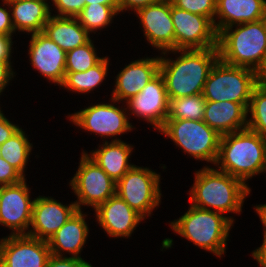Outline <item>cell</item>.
<instances>
[{
    "mask_svg": "<svg viewBox=\"0 0 266 267\" xmlns=\"http://www.w3.org/2000/svg\"><path fill=\"white\" fill-rule=\"evenodd\" d=\"M43 33L65 52L84 45L91 39L90 33L76 17H58L54 14L45 24Z\"/></svg>",
    "mask_w": 266,
    "mask_h": 267,
    "instance_id": "d4e9b609",
    "label": "cell"
},
{
    "mask_svg": "<svg viewBox=\"0 0 266 267\" xmlns=\"http://www.w3.org/2000/svg\"><path fill=\"white\" fill-rule=\"evenodd\" d=\"M173 6L197 15H203L214 22L216 0H170Z\"/></svg>",
    "mask_w": 266,
    "mask_h": 267,
    "instance_id": "1f68e13d",
    "label": "cell"
},
{
    "mask_svg": "<svg viewBox=\"0 0 266 267\" xmlns=\"http://www.w3.org/2000/svg\"><path fill=\"white\" fill-rule=\"evenodd\" d=\"M247 114V128L266 138V84L259 83L253 90Z\"/></svg>",
    "mask_w": 266,
    "mask_h": 267,
    "instance_id": "f546056e",
    "label": "cell"
},
{
    "mask_svg": "<svg viewBox=\"0 0 266 267\" xmlns=\"http://www.w3.org/2000/svg\"><path fill=\"white\" fill-rule=\"evenodd\" d=\"M252 257L260 267H266V240H263L262 245L252 251Z\"/></svg>",
    "mask_w": 266,
    "mask_h": 267,
    "instance_id": "60d3db41",
    "label": "cell"
},
{
    "mask_svg": "<svg viewBox=\"0 0 266 267\" xmlns=\"http://www.w3.org/2000/svg\"><path fill=\"white\" fill-rule=\"evenodd\" d=\"M69 185L77 197L75 203L78 210L82 209L81 206H91L95 210L116 195V182L84 150Z\"/></svg>",
    "mask_w": 266,
    "mask_h": 267,
    "instance_id": "9c48e42d",
    "label": "cell"
},
{
    "mask_svg": "<svg viewBox=\"0 0 266 267\" xmlns=\"http://www.w3.org/2000/svg\"><path fill=\"white\" fill-rule=\"evenodd\" d=\"M258 79L259 83L266 84V59L260 71L258 72Z\"/></svg>",
    "mask_w": 266,
    "mask_h": 267,
    "instance_id": "ee69618b",
    "label": "cell"
},
{
    "mask_svg": "<svg viewBox=\"0 0 266 267\" xmlns=\"http://www.w3.org/2000/svg\"><path fill=\"white\" fill-rule=\"evenodd\" d=\"M32 143L29 142L27 134L20 128L14 135L0 145V154L10 165H12L24 178L25 169L29 155L32 151Z\"/></svg>",
    "mask_w": 266,
    "mask_h": 267,
    "instance_id": "4316f807",
    "label": "cell"
},
{
    "mask_svg": "<svg viewBox=\"0 0 266 267\" xmlns=\"http://www.w3.org/2000/svg\"><path fill=\"white\" fill-rule=\"evenodd\" d=\"M26 178L21 182L0 186V225L12 230L10 235H27L35 199L31 200Z\"/></svg>",
    "mask_w": 266,
    "mask_h": 267,
    "instance_id": "7c38bea8",
    "label": "cell"
},
{
    "mask_svg": "<svg viewBox=\"0 0 266 267\" xmlns=\"http://www.w3.org/2000/svg\"><path fill=\"white\" fill-rule=\"evenodd\" d=\"M102 4V5H109V6H119L118 0H85V5L88 4Z\"/></svg>",
    "mask_w": 266,
    "mask_h": 267,
    "instance_id": "7bdbcfd3",
    "label": "cell"
},
{
    "mask_svg": "<svg viewBox=\"0 0 266 267\" xmlns=\"http://www.w3.org/2000/svg\"><path fill=\"white\" fill-rule=\"evenodd\" d=\"M159 0H118L119 2V13L123 11L134 10L136 12L138 9L154 4Z\"/></svg>",
    "mask_w": 266,
    "mask_h": 267,
    "instance_id": "f35d334b",
    "label": "cell"
},
{
    "mask_svg": "<svg viewBox=\"0 0 266 267\" xmlns=\"http://www.w3.org/2000/svg\"><path fill=\"white\" fill-rule=\"evenodd\" d=\"M48 0L7 1L11 11V20L16 32L35 34L43 32L52 8Z\"/></svg>",
    "mask_w": 266,
    "mask_h": 267,
    "instance_id": "603a6c76",
    "label": "cell"
},
{
    "mask_svg": "<svg viewBox=\"0 0 266 267\" xmlns=\"http://www.w3.org/2000/svg\"><path fill=\"white\" fill-rule=\"evenodd\" d=\"M119 14V6L102 5L99 3L85 5L76 16L79 23L89 32L96 33L112 23L113 18Z\"/></svg>",
    "mask_w": 266,
    "mask_h": 267,
    "instance_id": "83f0119b",
    "label": "cell"
},
{
    "mask_svg": "<svg viewBox=\"0 0 266 267\" xmlns=\"http://www.w3.org/2000/svg\"><path fill=\"white\" fill-rule=\"evenodd\" d=\"M97 223L110 237L129 238L145 218L117 195L110 197L96 209Z\"/></svg>",
    "mask_w": 266,
    "mask_h": 267,
    "instance_id": "ac0fdd59",
    "label": "cell"
},
{
    "mask_svg": "<svg viewBox=\"0 0 266 267\" xmlns=\"http://www.w3.org/2000/svg\"><path fill=\"white\" fill-rule=\"evenodd\" d=\"M77 210L75 202L64 205L54 198L38 196L33 204L31 229L27 235L48 241Z\"/></svg>",
    "mask_w": 266,
    "mask_h": 267,
    "instance_id": "e0dca14e",
    "label": "cell"
},
{
    "mask_svg": "<svg viewBox=\"0 0 266 267\" xmlns=\"http://www.w3.org/2000/svg\"><path fill=\"white\" fill-rule=\"evenodd\" d=\"M109 64V58L105 56L98 64L86 71L66 72L61 86L78 94L90 93L95 88H99L104 81Z\"/></svg>",
    "mask_w": 266,
    "mask_h": 267,
    "instance_id": "484cf974",
    "label": "cell"
},
{
    "mask_svg": "<svg viewBox=\"0 0 266 267\" xmlns=\"http://www.w3.org/2000/svg\"><path fill=\"white\" fill-rule=\"evenodd\" d=\"M5 1H26V0H5Z\"/></svg>",
    "mask_w": 266,
    "mask_h": 267,
    "instance_id": "bcb514c9",
    "label": "cell"
},
{
    "mask_svg": "<svg viewBox=\"0 0 266 267\" xmlns=\"http://www.w3.org/2000/svg\"><path fill=\"white\" fill-rule=\"evenodd\" d=\"M258 84L256 71L218 59L208 74L202 95L206 101L236 102L248 110L252 92Z\"/></svg>",
    "mask_w": 266,
    "mask_h": 267,
    "instance_id": "8992f818",
    "label": "cell"
},
{
    "mask_svg": "<svg viewBox=\"0 0 266 267\" xmlns=\"http://www.w3.org/2000/svg\"><path fill=\"white\" fill-rule=\"evenodd\" d=\"M12 35L0 34V60L11 61L12 57Z\"/></svg>",
    "mask_w": 266,
    "mask_h": 267,
    "instance_id": "ab89813d",
    "label": "cell"
},
{
    "mask_svg": "<svg viewBox=\"0 0 266 267\" xmlns=\"http://www.w3.org/2000/svg\"><path fill=\"white\" fill-rule=\"evenodd\" d=\"M266 153V138L244 129L221 136L215 167L229 175L247 180L261 173Z\"/></svg>",
    "mask_w": 266,
    "mask_h": 267,
    "instance_id": "3957f363",
    "label": "cell"
},
{
    "mask_svg": "<svg viewBox=\"0 0 266 267\" xmlns=\"http://www.w3.org/2000/svg\"><path fill=\"white\" fill-rule=\"evenodd\" d=\"M11 61L0 60V95L4 91L10 80L15 77Z\"/></svg>",
    "mask_w": 266,
    "mask_h": 267,
    "instance_id": "74e56055",
    "label": "cell"
},
{
    "mask_svg": "<svg viewBox=\"0 0 266 267\" xmlns=\"http://www.w3.org/2000/svg\"><path fill=\"white\" fill-rule=\"evenodd\" d=\"M189 192L191 205L224 215L228 212L241 213L251 188L239 178L204 166L195 172L194 184Z\"/></svg>",
    "mask_w": 266,
    "mask_h": 267,
    "instance_id": "7a4b0ae2",
    "label": "cell"
},
{
    "mask_svg": "<svg viewBox=\"0 0 266 267\" xmlns=\"http://www.w3.org/2000/svg\"><path fill=\"white\" fill-rule=\"evenodd\" d=\"M158 132L194 159L215 164L221 135L203 120L167 119Z\"/></svg>",
    "mask_w": 266,
    "mask_h": 267,
    "instance_id": "52a82bcc",
    "label": "cell"
},
{
    "mask_svg": "<svg viewBox=\"0 0 266 267\" xmlns=\"http://www.w3.org/2000/svg\"><path fill=\"white\" fill-rule=\"evenodd\" d=\"M45 267H93L82 258L50 255Z\"/></svg>",
    "mask_w": 266,
    "mask_h": 267,
    "instance_id": "e575fe53",
    "label": "cell"
},
{
    "mask_svg": "<svg viewBox=\"0 0 266 267\" xmlns=\"http://www.w3.org/2000/svg\"><path fill=\"white\" fill-rule=\"evenodd\" d=\"M217 48L224 63L258 73L266 59V18L223 29L218 34Z\"/></svg>",
    "mask_w": 266,
    "mask_h": 267,
    "instance_id": "277c9868",
    "label": "cell"
},
{
    "mask_svg": "<svg viewBox=\"0 0 266 267\" xmlns=\"http://www.w3.org/2000/svg\"><path fill=\"white\" fill-rule=\"evenodd\" d=\"M29 61L44 78L61 87L65 79L66 52L43 32L31 34Z\"/></svg>",
    "mask_w": 266,
    "mask_h": 267,
    "instance_id": "2e32d148",
    "label": "cell"
},
{
    "mask_svg": "<svg viewBox=\"0 0 266 267\" xmlns=\"http://www.w3.org/2000/svg\"><path fill=\"white\" fill-rule=\"evenodd\" d=\"M180 54L176 60L163 55ZM160 69L169 99L202 94L212 66L219 59L218 48L161 52Z\"/></svg>",
    "mask_w": 266,
    "mask_h": 267,
    "instance_id": "6da1fadb",
    "label": "cell"
},
{
    "mask_svg": "<svg viewBox=\"0 0 266 267\" xmlns=\"http://www.w3.org/2000/svg\"><path fill=\"white\" fill-rule=\"evenodd\" d=\"M58 17H76L84 8L85 0H51Z\"/></svg>",
    "mask_w": 266,
    "mask_h": 267,
    "instance_id": "d6a6232c",
    "label": "cell"
},
{
    "mask_svg": "<svg viewBox=\"0 0 266 267\" xmlns=\"http://www.w3.org/2000/svg\"><path fill=\"white\" fill-rule=\"evenodd\" d=\"M87 215L82 210H77L57 232L48 239L52 255L63 257L64 252L71 257L81 258L88 237L89 228L85 220ZM63 253V254H62Z\"/></svg>",
    "mask_w": 266,
    "mask_h": 267,
    "instance_id": "44dd1931",
    "label": "cell"
},
{
    "mask_svg": "<svg viewBox=\"0 0 266 267\" xmlns=\"http://www.w3.org/2000/svg\"><path fill=\"white\" fill-rule=\"evenodd\" d=\"M254 208L256 213L259 215L261 223L263 224V240H266V204L256 205Z\"/></svg>",
    "mask_w": 266,
    "mask_h": 267,
    "instance_id": "b9f144b4",
    "label": "cell"
},
{
    "mask_svg": "<svg viewBox=\"0 0 266 267\" xmlns=\"http://www.w3.org/2000/svg\"><path fill=\"white\" fill-rule=\"evenodd\" d=\"M100 149L92 150L87 155L102 168L115 182L120 180L133 166L129 158L133 152V145L124 141H104Z\"/></svg>",
    "mask_w": 266,
    "mask_h": 267,
    "instance_id": "cb8c5ba5",
    "label": "cell"
},
{
    "mask_svg": "<svg viewBox=\"0 0 266 267\" xmlns=\"http://www.w3.org/2000/svg\"><path fill=\"white\" fill-rule=\"evenodd\" d=\"M247 109L230 101H206L203 121L223 136L247 129Z\"/></svg>",
    "mask_w": 266,
    "mask_h": 267,
    "instance_id": "7402d4cb",
    "label": "cell"
},
{
    "mask_svg": "<svg viewBox=\"0 0 266 267\" xmlns=\"http://www.w3.org/2000/svg\"><path fill=\"white\" fill-rule=\"evenodd\" d=\"M147 42L162 52L175 50V32L171 16V1L159 0L136 12Z\"/></svg>",
    "mask_w": 266,
    "mask_h": 267,
    "instance_id": "9a60e30c",
    "label": "cell"
},
{
    "mask_svg": "<svg viewBox=\"0 0 266 267\" xmlns=\"http://www.w3.org/2000/svg\"><path fill=\"white\" fill-rule=\"evenodd\" d=\"M233 223L231 216L190 205L184 215L169 224L175 233L194 245L222 257Z\"/></svg>",
    "mask_w": 266,
    "mask_h": 267,
    "instance_id": "5b68a950",
    "label": "cell"
},
{
    "mask_svg": "<svg viewBox=\"0 0 266 267\" xmlns=\"http://www.w3.org/2000/svg\"><path fill=\"white\" fill-rule=\"evenodd\" d=\"M159 69L160 56L144 57L125 65L116 76L115 89L112 91L111 98L118 102H126L137 95L159 73Z\"/></svg>",
    "mask_w": 266,
    "mask_h": 267,
    "instance_id": "d6986e66",
    "label": "cell"
},
{
    "mask_svg": "<svg viewBox=\"0 0 266 267\" xmlns=\"http://www.w3.org/2000/svg\"><path fill=\"white\" fill-rule=\"evenodd\" d=\"M19 129V126L11 123L0 109V145L14 135Z\"/></svg>",
    "mask_w": 266,
    "mask_h": 267,
    "instance_id": "8d00e7d4",
    "label": "cell"
},
{
    "mask_svg": "<svg viewBox=\"0 0 266 267\" xmlns=\"http://www.w3.org/2000/svg\"><path fill=\"white\" fill-rule=\"evenodd\" d=\"M266 153H265V158H264V164L261 173H266Z\"/></svg>",
    "mask_w": 266,
    "mask_h": 267,
    "instance_id": "f6af8a7d",
    "label": "cell"
},
{
    "mask_svg": "<svg viewBox=\"0 0 266 267\" xmlns=\"http://www.w3.org/2000/svg\"><path fill=\"white\" fill-rule=\"evenodd\" d=\"M167 119L203 120L206 100L202 94L169 99Z\"/></svg>",
    "mask_w": 266,
    "mask_h": 267,
    "instance_id": "f1b7e54d",
    "label": "cell"
},
{
    "mask_svg": "<svg viewBox=\"0 0 266 267\" xmlns=\"http://www.w3.org/2000/svg\"><path fill=\"white\" fill-rule=\"evenodd\" d=\"M2 2L4 3L2 4L3 6L6 5V8L3 6H0V34L13 35L15 31H14V27H13L12 20H11L10 7L7 1L2 0Z\"/></svg>",
    "mask_w": 266,
    "mask_h": 267,
    "instance_id": "d590c367",
    "label": "cell"
},
{
    "mask_svg": "<svg viewBox=\"0 0 266 267\" xmlns=\"http://www.w3.org/2000/svg\"><path fill=\"white\" fill-rule=\"evenodd\" d=\"M171 16L175 32V50L217 48L218 33L213 21L173 6Z\"/></svg>",
    "mask_w": 266,
    "mask_h": 267,
    "instance_id": "8fae6325",
    "label": "cell"
},
{
    "mask_svg": "<svg viewBox=\"0 0 266 267\" xmlns=\"http://www.w3.org/2000/svg\"><path fill=\"white\" fill-rule=\"evenodd\" d=\"M160 175L134 165L116 182V195L145 219L161 202Z\"/></svg>",
    "mask_w": 266,
    "mask_h": 267,
    "instance_id": "ba28073f",
    "label": "cell"
},
{
    "mask_svg": "<svg viewBox=\"0 0 266 267\" xmlns=\"http://www.w3.org/2000/svg\"><path fill=\"white\" fill-rule=\"evenodd\" d=\"M104 57H99L90 39L86 44L66 52L65 72L86 71L98 64Z\"/></svg>",
    "mask_w": 266,
    "mask_h": 267,
    "instance_id": "4dcf8cb0",
    "label": "cell"
},
{
    "mask_svg": "<svg viewBox=\"0 0 266 267\" xmlns=\"http://www.w3.org/2000/svg\"><path fill=\"white\" fill-rule=\"evenodd\" d=\"M124 103L131 115L146 120L159 131L168 118L170 104L160 72L137 95Z\"/></svg>",
    "mask_w": 266,
    "mask_h": 267,
    "instance_id": "5bb4252c",
    "label": "cell"
},
{
    "mask_svg": "<svg viewBox=\"0 0 266 267\" xmlns=\"http://www.w3.org/2000/svg\"><path fill=\"white\" fill-rule=\"evenodd\" d=\"M264 18H266V0H216L213 23L218 34L227 27L256 22Z\"/></svg>",
    "mask_w": 266,
    "mask_h": 267,
    "instance_id": "ffe728a7",
    "label": "cell"
},
{
    "mask_svg": "<svg viewBox=\"0 0 266 267\" xmlns=\"http://www.w3.org/2000/svg\"><path fill=\"white\" fill-rule=\"evenodd\" d=\"M50 255L45 240L28 235L0 239V267H45Z\"/></svg>",
    "mask_w": 266,
    "mask_h": 267,
    "instance_id": "4fadbf2b",
    "label": "cell"
},
{
    "mask_svg": "<svg viewBox=\"0 0 266 267\" xmlns=\"http://www.w3.org/2000/svg\"><path fill=\"white\" fill-rule=\"evenodd\" d=\"M25 179L12 165L0 157V186L13 185Z\"/></svg>",
    "mask_w": 266,
    "mask_h": 267,
    "instance_id": "836d02e7",
    "label": "cell"
},
{
    "mask_svg": "<svg viewBox=\"0 0 266 267\" xmlns=\"http://www.w3.org/2000/svg\"><path fill=\"white\" fill-rule=\"evenodd\" d=\"M112 103H98L90 105L81 111L69 114V120L82 130L100 135L101 138L110 137L112 141H121L118 135L130 132L134 126L129 121L127 108H119L115 103H119L111 98ZM116 138V139H115ZM118 138V139H117Z\"/></svg>",
    "mask_w": 266,
    "mask_h": 267,
    "instance_id": "30bf717a",
    "label": "cell"
}]
</instances>
